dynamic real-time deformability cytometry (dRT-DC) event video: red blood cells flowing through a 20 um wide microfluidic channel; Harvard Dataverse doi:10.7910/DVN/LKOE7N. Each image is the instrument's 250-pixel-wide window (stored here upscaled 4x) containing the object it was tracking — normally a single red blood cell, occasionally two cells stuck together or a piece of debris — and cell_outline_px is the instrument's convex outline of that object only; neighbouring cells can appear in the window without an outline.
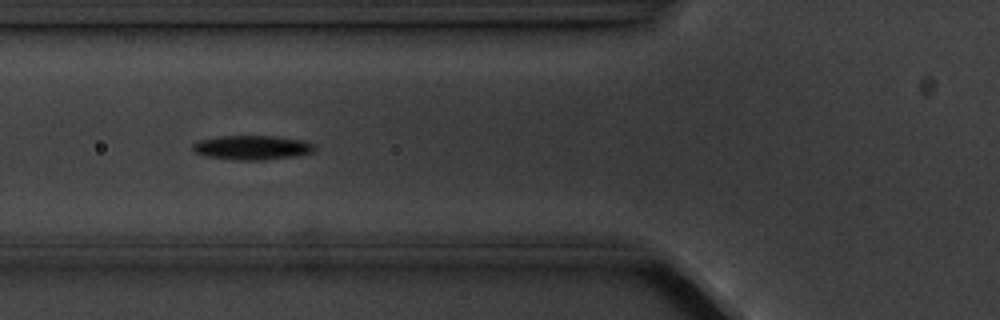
{"species": "common noctule bat (a hibernating species)", "species_latin": "Nyctalus noctula", "temperature_condition": "cold", "stored_images_in_passage": 9, "camera_frame_rate_fps": 3000, "um_per_image_px": 0.085, "animal": {"sex": "male", "body_mass_g": 20.1, "forearm_length_mm": 53.5}, "frame": {"image": 1, "passage_image": 6, "time_ms": 5.667, "image_size_px": [1000, 320], "cell_outline_px": [[316, 148], [312, 152], [292, 156], [264, 160], [236, 160], [204, 156], [196, 152], [192, 148], [192, 144], [200, 140], [220, 136], [276, 136], [304, 140], [316, 144]], "centroid_in_image_um": [21.45, 12.54], "position_along_channel_um": 104.4, "area_um2": 17.28}}
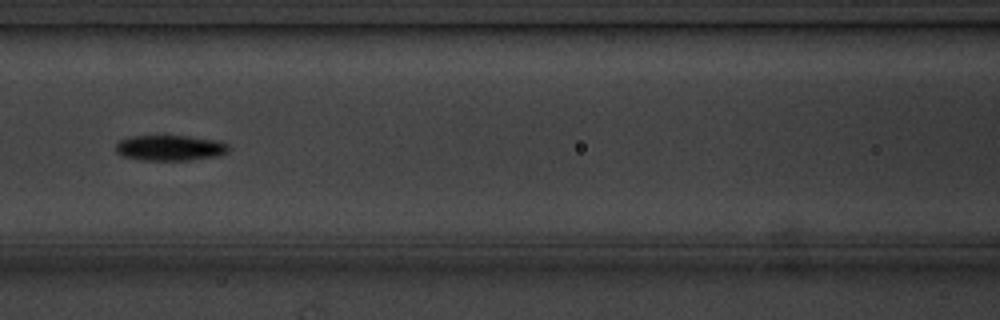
{"frame": {"image": 2, "passage_image": 7, "time_ms": 7.0, "image_size_px": [1000, 320], "cell_outline_px": [[228, 152], [216, 156], [192, 160], [140, 160], [120, 156], [116, 152], [116, 144], [120, 140], [132, 136], [188, 136], [216, 140], [228, 144]], "centroid_in_image_um": [14.42, 12.58], "position_along_channel_um": 152.2, "area_um2": 16.82}}